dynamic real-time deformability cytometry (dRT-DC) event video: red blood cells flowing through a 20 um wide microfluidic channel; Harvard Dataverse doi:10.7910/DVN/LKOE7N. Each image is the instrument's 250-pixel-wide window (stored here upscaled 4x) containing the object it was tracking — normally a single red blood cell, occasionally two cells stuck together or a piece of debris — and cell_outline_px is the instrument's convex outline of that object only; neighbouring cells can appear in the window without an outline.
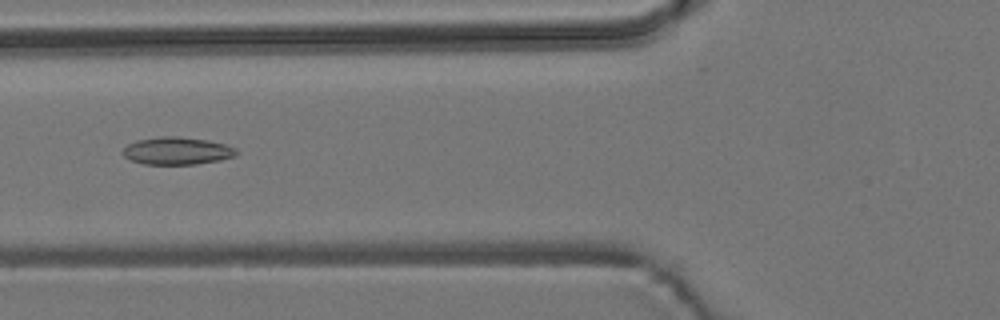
{"species": "common noctule bat (a hibernating species)", "species_latin": "Nyctalus noctula", "temperature_condition": "room temperature", "stored_images_in_passage": 7, "camera_frame_rate_fps": 3000, "um_per_image_px": 0.085, "animal": {"sex": "male", "body_mass_g": 19.2, "forearm_length_mm": 51.8}, "frame": {"image": 1, "passage_image": 6, "time_ms": 5.667, "image_size_px": [1000, 320], "cell_outline_px": [[240, 152], [236, 156], [220, 160], [196, 164], [144, 164], [132, 160], [124, 156], [124, 148], [128, 144], [136, 140], [160, 136], [176, 136], [208, 140], [224, 144], [236, 148]], "centroid_in_image_um": [15.09, 12.82], "position_along_channel_um": 110.7, "area_um2": 18.21}}
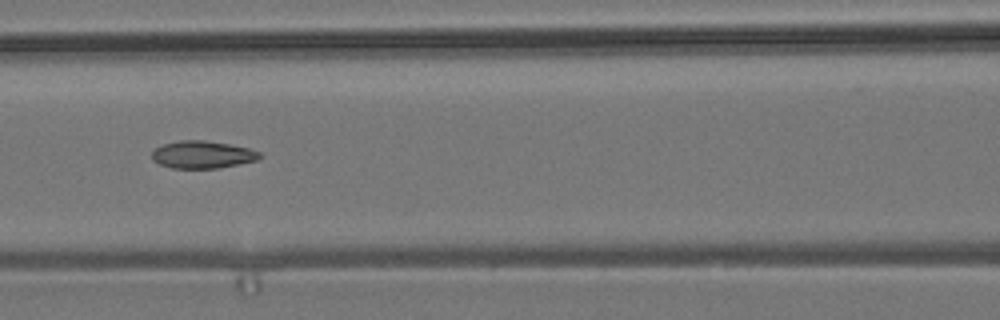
{"frame": {"image": 2, "passage_image": 7, "time_ms": 6.667, "image_size_px": [1000, 320], "cell_outline_px": [[264, 156], [256, 160], [240, 164], [216, 168], [172, 168], [160, 164], [152, 160], [152, 152], [160, 144], [180, 140], [204, 140], [228, 144], [248, 148], [260, 152]], "centroid_in_image_um": [17.2, 13.14], "position_along_channel_um": 149.4, "area_um2": 17.28}}